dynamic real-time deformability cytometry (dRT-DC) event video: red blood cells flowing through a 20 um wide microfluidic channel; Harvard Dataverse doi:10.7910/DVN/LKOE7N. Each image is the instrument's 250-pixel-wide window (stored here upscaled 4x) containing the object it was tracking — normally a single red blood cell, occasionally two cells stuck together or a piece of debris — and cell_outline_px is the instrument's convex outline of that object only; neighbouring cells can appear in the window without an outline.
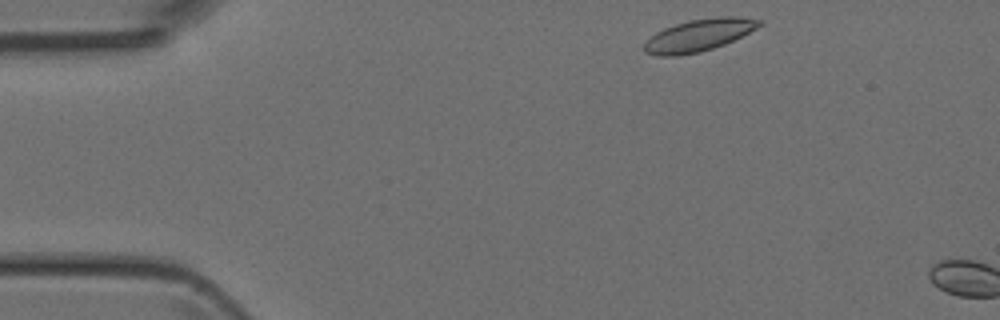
{"species": "Egyptian fruit bat (a non-hibernating species)", "species_latin": "Rousettus aegyptiacus", "temperature_condition": "room temperature", "stored_images_in_passage": 2, "camera_frame_rate_fps": 3000, "um_per_image_px": 0.085, "animal": {"sex": "female"}, "frame": {"image": 1, "passage_image": 1, "time_ms": 0.0, "image_size_px": [1000, 320], "cell_outline_px": [[764, 24], [724, 44], [700, 52], [676, 56], [656, 56], [644, 52], [644, 44], [656, 32], [664, 28], [688, 20], [720, 16], [740, 16], [760, 20]], "centroid_in_image_um": [59.39, 2.99], "position_along_channel_um": 25.6, "area_um2": 21.39}}